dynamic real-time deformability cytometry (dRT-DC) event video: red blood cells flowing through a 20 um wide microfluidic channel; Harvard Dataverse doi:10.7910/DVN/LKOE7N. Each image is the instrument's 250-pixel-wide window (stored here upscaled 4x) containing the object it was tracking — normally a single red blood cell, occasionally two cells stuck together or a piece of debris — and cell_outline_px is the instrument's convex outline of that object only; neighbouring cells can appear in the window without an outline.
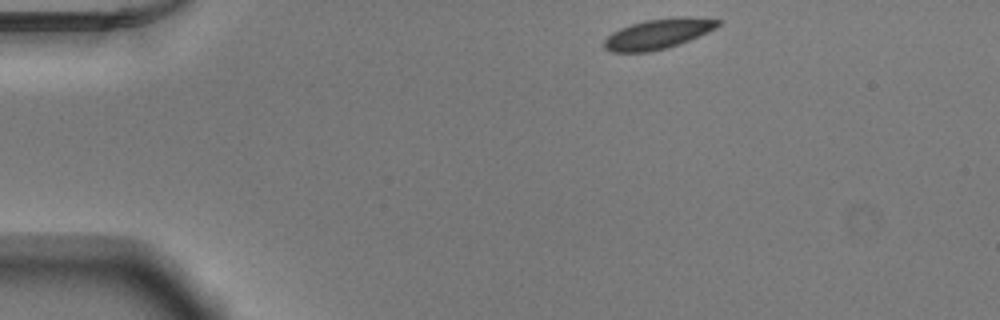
{"species": "Egyptian fruit bat (a non-hibernating species)", "species_latin": "Rousettus aegyptiacus", "temperature_condition": "warm", "stored_images_in_passage": 44, "camera_frame_rate_fps": 3000, "um_per_image_px": 0.085, "animal": {"sex": "male"}, "frame": {"image": 1, "passage_image": 1, "time_ms": 0.0, "image_size_px": [1000, 320], "cell_outline_px": [[720, 24], [716, 28], [688, 40], [668, 48], [652, 52], [612, 52], [604, 48], [604, 40], [612, 32], [620, 28], [632, 24], [648, 20], [676, 16], [684, 16], [720, 20]], "centroid_in_image_um": [55.92, 2.88], "position_along_channel_um": 29.1, "area_um2": 19.83}}
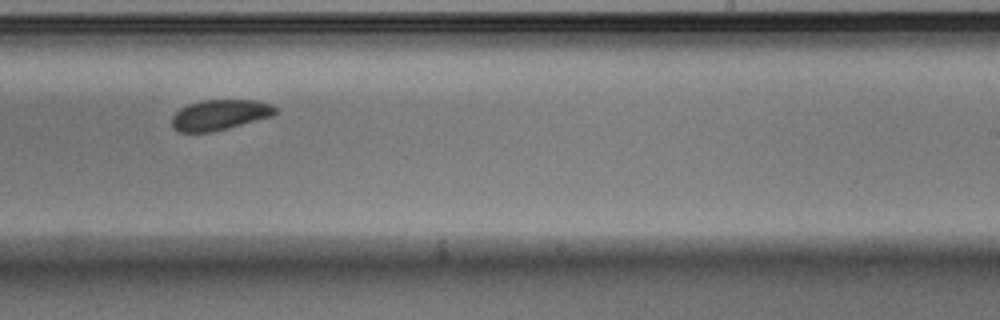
{"frame": {"image": 2, "passage_image": 25, "time_ms": 8.0, "image_size_px": [1000, 320], "cell_outline_px": [[276, 112], [272, 116], [228, 128], [212, 132], [176, 132], [172, 128], [172, 116], [180, 108], [188, 104], [204, 100], [256, 100], [272, 104], [276, 108]], "centroid_in_image_um": [18.65, 9.76], "position_along_channel_um": 270.3, "area_um2": 18.38}}
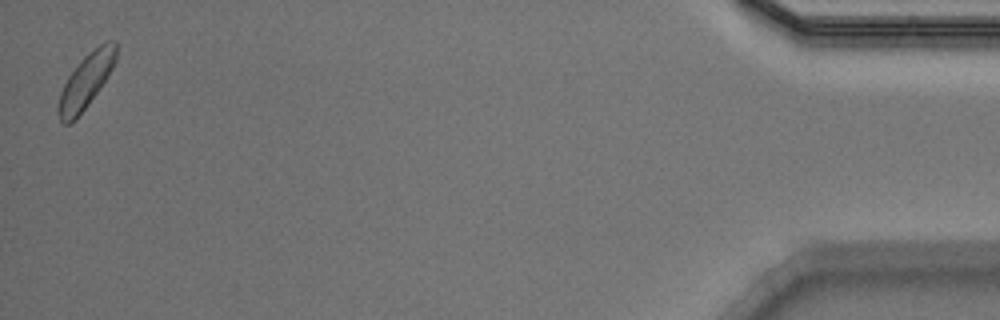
{"frame": {"image": 3, "passage_image": 44, "time_ms": 14.333, "image_size_px": [1000, 320], "cell_outline_px": [[116, 60], [108, 76], [88, 104], [68, 124], [64, 124], [60, 120], [56, 108], [60, 92], [68, 76], [84, 56], [100, 44], [108, 40], [116, 40]], "centroid_in_image_um": [7.3, 6.86], "position_along_channel_um": 427.9, "area_um2": 17.92}, "authors_computed_cell_mechanics": {"area_um2": 19.074, "velocity_mm_per_s": 3.8468, "shape_relaxation_time_tau1_ms": 2.3752, "shape_relaxation_time_tau2_ms": null, "deformation_change_tau1": 0.0678, "deformation_change_tau2": null}}